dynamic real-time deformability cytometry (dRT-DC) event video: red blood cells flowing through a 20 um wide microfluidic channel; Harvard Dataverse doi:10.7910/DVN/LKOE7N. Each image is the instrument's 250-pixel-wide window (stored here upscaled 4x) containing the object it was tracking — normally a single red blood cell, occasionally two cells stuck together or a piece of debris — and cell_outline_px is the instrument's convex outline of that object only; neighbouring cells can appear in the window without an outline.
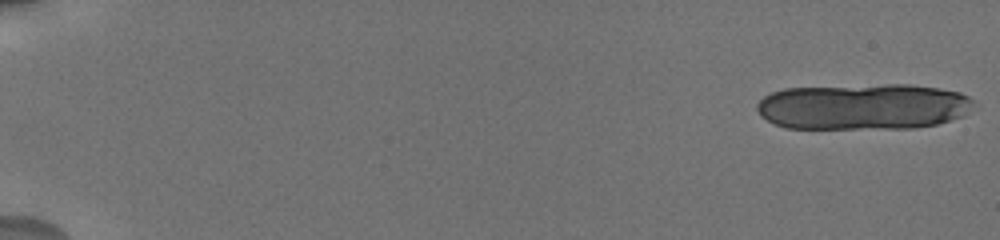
{"species": "human", "species_latin": "Homo sapiens", "temperature_condition": "cold", "stored_images_in_passage": 7, "camera_frame_rate_fps": 3000, "um_per_image_px": 0.085, "donor": {"sex": "male"}, "frame": {"image": 1, "passage_image": 1, "time_ms": 0.0, "image_size_px": [1000, 240], "cell_outline_px": [[972, 100], [964, 116], [936, 124], [916, 128], [784, 128], [760, 116], [756, 108], [756, 104], [764, 96], [772, 92], [784, 88], [884, 84], [908, 84], [940, 88], [960, 92], [968, 96]], "centroid_in_image_um": [73.33, 9.06], "position_along_channel_um": 11.7, "area_um2": 58.32}}
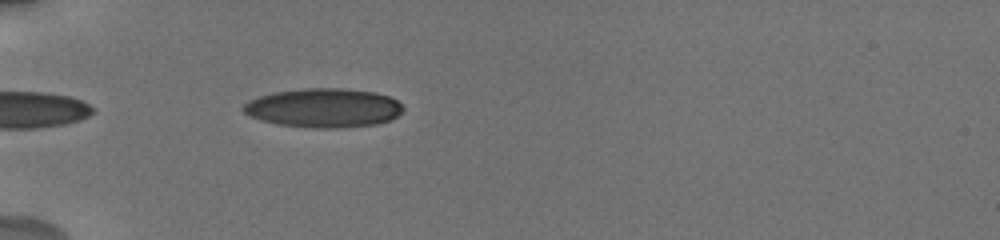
{"frame": {"image": 2, "passage_image": 7, "time_ms": 6.333, "image_size_px": [1000, 240], "cell_outline_px": [[404, 108], [396, 116], [388, 120], [376, 124], [340, 128], [316, 128], [280, 124], [264, 120], [252, 116], [244, 112], [240, 108], [244, 104], [260, 96], [276, 92], [304, 88], [344, 88], [376, 92], [388, 96], [396, 100]], "centroid_in_image_um": [27.54, 9.16], "position_along_channel_um": 57.5, "area_um2": 35.95}}